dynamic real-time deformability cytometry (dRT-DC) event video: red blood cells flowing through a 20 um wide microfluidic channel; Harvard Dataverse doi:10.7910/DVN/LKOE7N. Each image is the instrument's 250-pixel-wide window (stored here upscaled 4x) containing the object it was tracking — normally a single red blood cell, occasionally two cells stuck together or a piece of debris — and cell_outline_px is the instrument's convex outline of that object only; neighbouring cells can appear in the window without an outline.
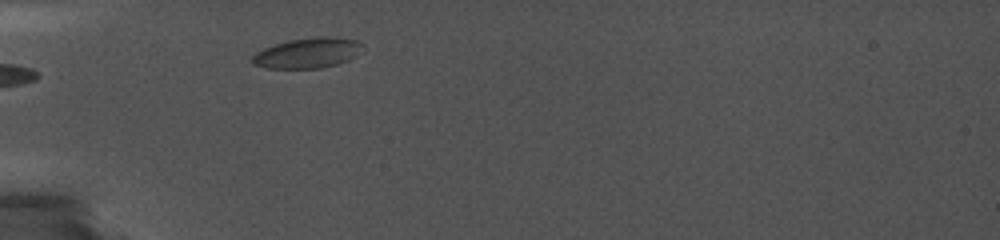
{"species": "common noctule bat (a hibernating species)", "species_latin": "Nyctalus noctula", "temperature_condition": "cold", "stored_images_in_passage": 9, "camera_frame_rate_fps": 5000, "um_per_image_px": 0.085, "animal": {"sex": "female", "body_mass_g": 19.0, "forearm_length_mm": 56.7}, "frame": {"image": 1, "passage_image": 3, "time_ms": 1.4, "image_size_px": [1000, 240], "cell_outline_px": [[364, 44], [356, 56], [348, 60], [336, 64], [320, 68], [268, 68], [252, 64], [252, 56], [256, 52], [264, 48], [288, 40], [320, 36], [336, 36], [360, 40]], "centroid_in_image_um": [26.19, 4.48], "position_along_channel_um": 58.8, "area_um2": 19.59}}